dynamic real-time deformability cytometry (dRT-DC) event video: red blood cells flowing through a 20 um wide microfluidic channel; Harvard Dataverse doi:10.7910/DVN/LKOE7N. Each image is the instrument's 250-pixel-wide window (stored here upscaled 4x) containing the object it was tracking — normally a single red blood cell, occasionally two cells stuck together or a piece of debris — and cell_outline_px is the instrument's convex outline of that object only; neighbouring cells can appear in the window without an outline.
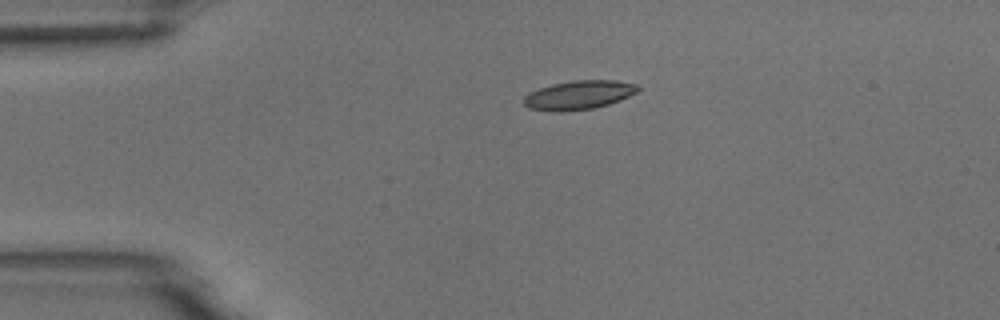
{"species": "common noctule bat (a hibernating species)", "species_latin": "Nyctalus noctula", "temperature_condition": "room temperature", "stored_images_in_passage": 2, "camera_frame_rate_fps": 3000, "um_per_image_px": 0.085, "animal": {"sex": "male", "body_mass_g": 18.8}, "frame": {"image": 1, "passage_image": 1, "time_ms": 0.0, "image_size_px": [1000, 320], "cell_outline_px": [[640, 88], [636, 92], [620, 100], [608, 104], [592, 108], [564, 112], [560, 112], [528, 108], [524, 104], [524, 96], [528, 92], [552, 84], [572, 80], [616, 80], [640, 84]], "centroid_in_image_um": [49.2, 8.06], "position_along_channel_um": 35.8, "area_um2": 19.31}}